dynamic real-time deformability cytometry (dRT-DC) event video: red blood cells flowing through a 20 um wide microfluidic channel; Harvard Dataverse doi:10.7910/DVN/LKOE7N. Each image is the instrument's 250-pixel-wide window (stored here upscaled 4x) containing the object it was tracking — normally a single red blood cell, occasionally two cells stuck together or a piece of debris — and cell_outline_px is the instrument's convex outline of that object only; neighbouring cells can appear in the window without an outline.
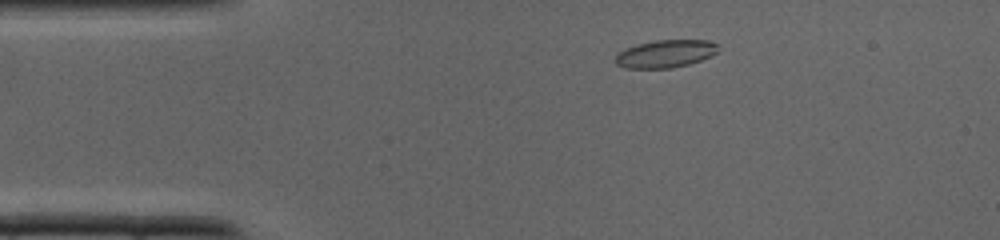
{"species": "common noctule bat (a hibernating species)", "species_latin": "Nyctalus noctula", "temperature_condition": "cold", "stored_images_in_passage": 34, "camera_frame_rate_fps": 3000, "um_per_image_px": 0.085, "animal": {"sex": "male", "body_mass_g": 19.0, "forearm_length_mm": 50.8}, "frame": {"image": 1, "passage_image": 4, "time_ms": 1.0, "image_size_px": [1000, 240], "cell_outline_px": [[716, 52], [712, 56], [688, 64], [672, 68], [624, 68], [616, 64], [616, 56], [624, 48], [636, 44], [656, 40], [708, 40], [716, 44]], "centroid_in_image_um": [56.53, 4.57], "position_along_channel_um": 28.5, "area_um2": 16.47}}
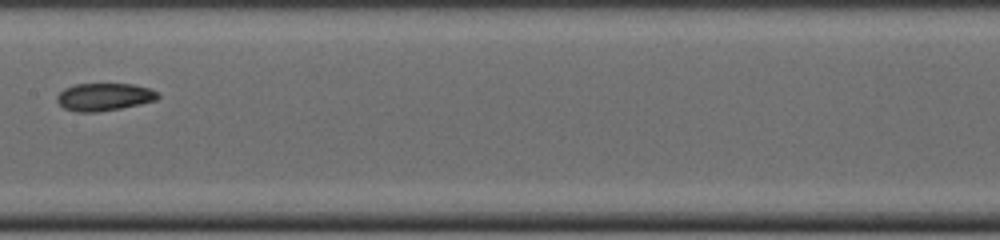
{"frame": {"image": 2, "passage_image": 16, "time_ms": 5.0, "image_size_px": [1000, 240], "cell_outline_px": [[160, 96], [156, 100], [140, 104], [120, 108], [96, 112], [76, 112], [64, 108], [56, 100], [56, 96], [64, 88], [76, 84], [132, 84], [148, 88], [156, 92]], "centroid_in_image_um": [8.82, 8.24], "position_along_channel_um": 198.6, "area_um2": 16.13}}
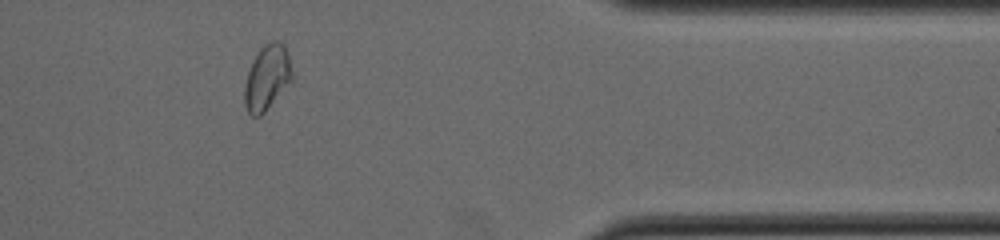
{"frame": {"image": 3, "passage_image": 28, "time_ms": 9.0, "image_size_px": [1000, 240], "cell_outline_px": [[292, 80], [264, 112], [260, 116], [252, 116], [248, 112], [244, 104], [244, 84], [248, 72], [260, 48], [264, 44], [272, 40], [280, 40], [284, 44], [288, 52], [292, 72]], "centroid_in_image_um": [22.7, 6.57], "position_along_channel_um": 388.7, "area_um2": 17.92}}